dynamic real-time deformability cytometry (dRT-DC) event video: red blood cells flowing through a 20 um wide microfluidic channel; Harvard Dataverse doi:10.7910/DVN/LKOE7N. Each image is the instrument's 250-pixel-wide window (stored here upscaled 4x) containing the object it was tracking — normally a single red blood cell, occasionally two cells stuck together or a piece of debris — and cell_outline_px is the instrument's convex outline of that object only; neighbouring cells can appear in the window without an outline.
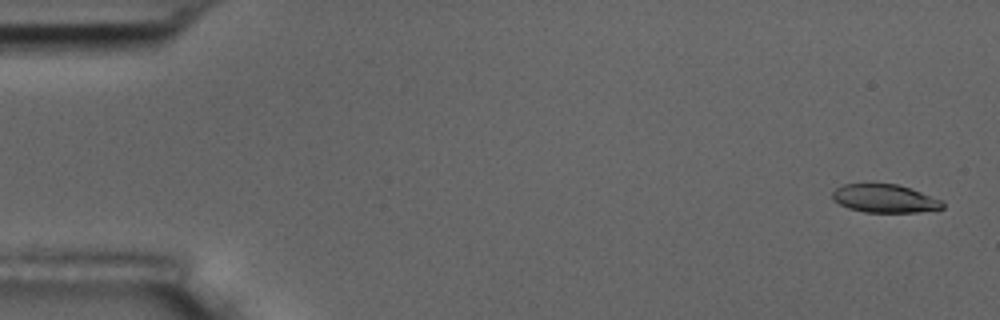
{"species": "common noctule bat (a hibernating species)", "species_latin": "Nyctalus noctula", "temperature_condition": "room temperature", "stored_images_in_passage": 5, "camera_frame_rate_fps": 3000, "um_per_image_px": 0.085, "animal": {"sex": "male", "body_mass_g": 17.5, "forearm_length_mm": 52.3}, "frame": {"image": 1, "passage_image": 1, "time_ms": 0.0, "image_size_px": [1000, 320], "cell_outline_px": [[944, 208], [920, 212], [864, 212], [848, 208], [832, 200], [832, 192], [836, 188], [844, 184], [896, 184], [944, 200]], "centroid_in_image_um": [75.2, 16.88], "position_along_channel_um": 9.8, "area_um2": 18.09}}
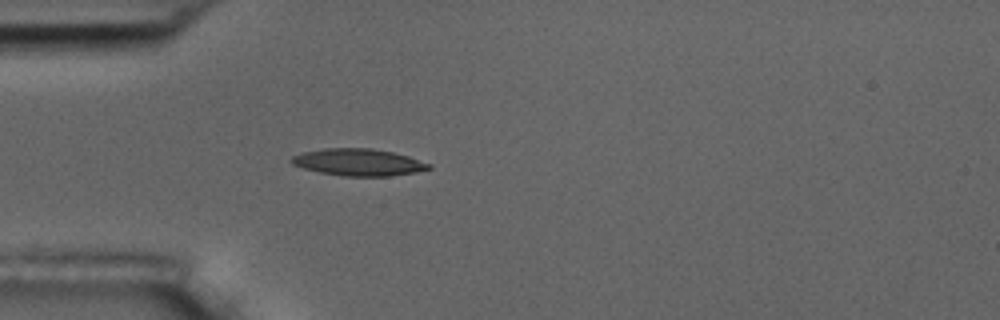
{"frame": {"image": 2, "passage_image": 5, "time_ms": 4.667, "image_size_px": [1000, 320], "cell_outline_px": [[432, 168], [416, 172], [388, 176], [344, 176], [320, 172], [304, 168], [292, 164], [288, 160], [292, 156], [300, 152], [324, 148], [372, 148], [392, 152], [408, 156], [432, 164]], "centroid_in_image_um": [30.45, 13.78], "position_along_channel_um": 54.6, "area_um2": 21.68}}